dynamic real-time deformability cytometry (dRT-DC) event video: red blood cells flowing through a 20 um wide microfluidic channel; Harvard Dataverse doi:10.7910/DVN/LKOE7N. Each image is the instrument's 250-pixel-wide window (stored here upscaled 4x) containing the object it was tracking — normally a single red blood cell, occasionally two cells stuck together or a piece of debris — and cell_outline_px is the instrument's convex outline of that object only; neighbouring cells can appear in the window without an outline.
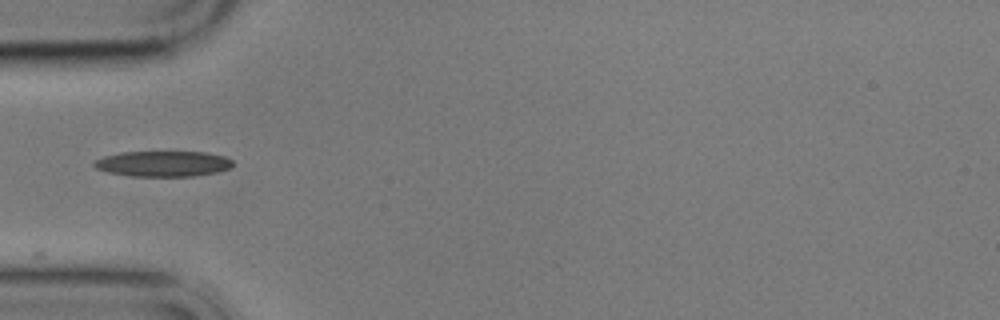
{"species": "common noctule bat (a hibernating species)", "species_latin": "Nyctalus noctula", "temperature_condition": "cold", "stored_images_in_passage": 9, "camera_frame_rate_fps": 3000, "um_per_image_px": 0.085, "animal": {"sex": "male", "body_mass_g": 17.9}, "frame": {"image": 1, "passage_image": 1, "time_ms": 0.0, "image_size_px": [1000, 320], "cell_outline_px": [[232, 164], [228, 168], [216, 172], [192, 176], [132, 176], [108, 172], [96, 168], [92, 164], [96, 160], [104, 156], [120, 152], [208, 152], [224, 156], [232, 160]], "centroid_in_image_um": [13.84, 13.91], "position_along_channel_um": 71.2, "area_um2": 20.52}}
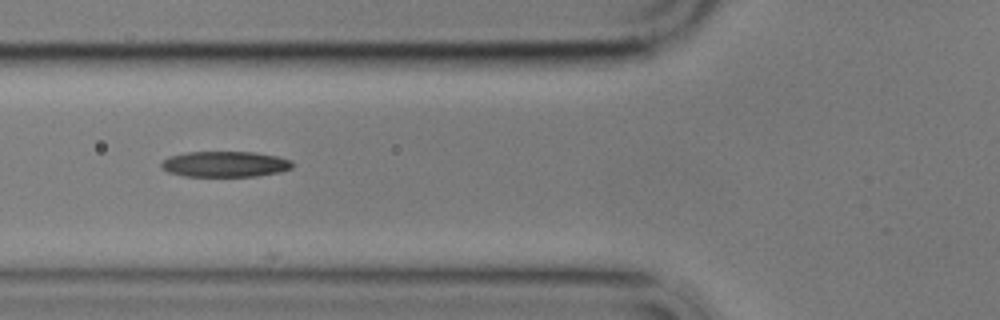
{"frame": {"image": 2, "passage_image": 4, "time_ms": 1.0, "image_size_px": [1000, 320], "cell_outline_px": [[292, 168], [280, 172], [256, 176], [184, 176], [168, 172], [160, 168], [160, 164], [168, 156], [188, 152], [256, 152], [276, 156], [292, 160]], "centroid_in_image_um": [19.11, 13.95], "position_along_channel_um": 106.7, "area_um2": 19.71}}
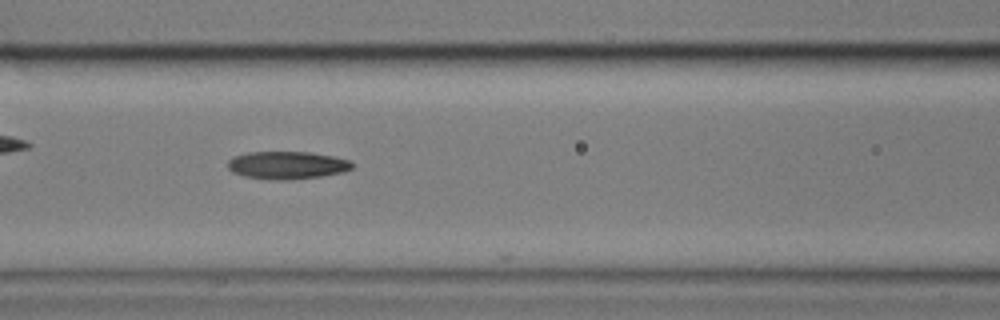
{"frame": {"image": 3, "passage_image": 7, "time_ms": 2.0, "image_size_px": [1000, 320], "cell_outline_px": [[352, 168], [344, 172], [320, 176], [280, 180], [244, 176], [232, 172], [228, 168], [228, 160], [232, 156], [248, 152], [308, 152], [332, 156], [352, 160]], "centroid_in_image_um": [24.39, 14.02], "position_along_channel_um": 142.2, "area_um2": 19.94}}